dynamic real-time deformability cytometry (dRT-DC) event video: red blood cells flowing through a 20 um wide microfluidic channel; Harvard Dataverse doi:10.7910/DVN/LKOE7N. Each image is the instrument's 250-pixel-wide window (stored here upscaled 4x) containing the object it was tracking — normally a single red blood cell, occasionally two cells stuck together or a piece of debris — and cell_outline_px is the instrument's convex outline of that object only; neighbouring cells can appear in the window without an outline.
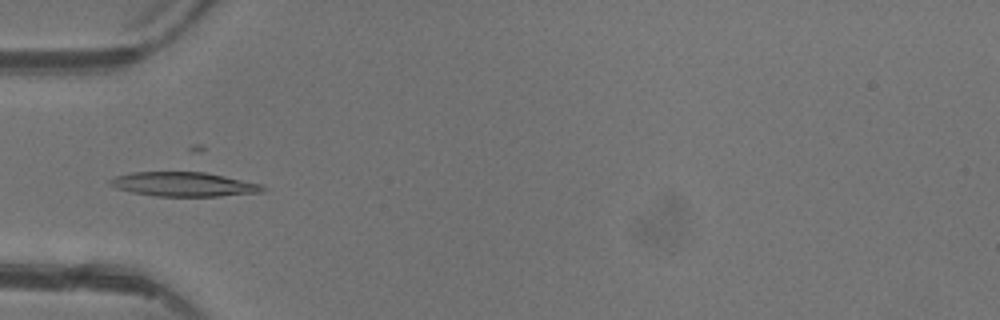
{"species": "common noctule bat (a hibernating species)", "species_latin": "Nyctalus noctula", "temperature_condition": "warm", "stored_images_in_passage": 4, "camera_frame_rate_fps": 3000, "um_per_image_px": 0.085, "animal": {"sex": "female"}, "frame": {"image": 1, "passage_image": 4, "time_ms": 4.0, "image_size_px": [1000, 320], "cell_outline_px": [[268, 188], [264, 192], [220, 196], [152, 196], [132, 192], [116, 188], [108, 184], [108, 180], [116, 176], [132, 172], [204, 172], [264, 184]], "centroid_in_image_um": [15.65, 15.67], "position_along_channel_um": 69.3, "area_um2": 21.79}}